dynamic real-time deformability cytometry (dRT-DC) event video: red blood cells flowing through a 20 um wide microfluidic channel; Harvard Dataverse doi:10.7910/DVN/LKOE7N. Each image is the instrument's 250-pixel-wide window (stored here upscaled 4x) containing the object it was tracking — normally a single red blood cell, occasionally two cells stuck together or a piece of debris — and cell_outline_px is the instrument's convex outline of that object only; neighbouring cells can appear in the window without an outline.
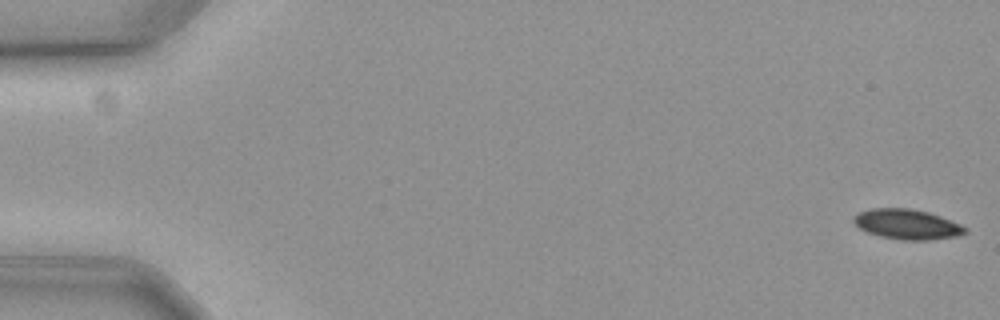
{"species": "common noctule bat (a hibernating species)", "species_latin": "Nyctalus noctula", "temperature_condition": "cold", "stored_images_in_passage": 8, "camera_frame_rate_fps": 3000, "um_per_image_px": 0.085, "animal": {"sex": "female", "body_mass_g": 19.3, "forearm_length_mm": 54.1}, "frame": {"image": 1, "passage_image": 1, "time_ms": 0.0, "image_size_px": [1000, 320], "cell_outline_px": [[968, 232], [956, 236], [928, 240], [900, 240], [880, 236], [868, 232], [860, 228], [852, 220], [860, 212], [872, 208], [912, 208], [928, 212], [940, 216], [960, 224], [968, 228]], "centroid_in_image_um": [77.13, 19.06], "position_along_channel_um": 7.9, "area_um2": 19.42}}